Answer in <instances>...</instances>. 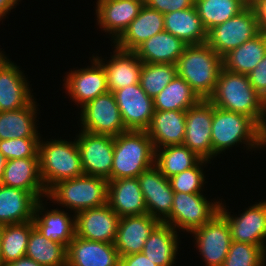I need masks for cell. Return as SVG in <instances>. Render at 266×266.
<instances>
[{
    "label": "cell",
    "mask_w": 266,
    "mask_h": 266,
    "mask_svg": "<svg viewBox=\"0 0 266 266\" xmlns=\"http://www.w3.org/2000/svg\"><path fill=\"white\" fill-rule=\"evenodd\" d=\"M208 100L220 109L252 118L266 132V102L251 86L247 75L222 68Z\"/></svg>",
    "instance_id": "1"
},
{
    "label": "cell",
    "mask_w": 266,
    "mask_h": 266,
    "mask_svg": "<svg viewBox=\"0 0 266 266\" xmlns=\"http://www.w3.org/2000/svg\"><path fill=\"white\" fill-rule=\"evenodd\" d=\"M211 143L217 156L239 144L253 152L265 149L266 132L252 118L213 105Z\"/></svg>",
    "instance_id": "2"
},
{
    "label": "cell",
    "mask_w": 266,
    "mask_h": 266,
    "mask_svg": "<svg viewBox=\"0 0 266 266\" xmlns=\"http://www.w3.org/2000/svg\"><path fill=\"white\" fill-rule=\"evenodd\" d=\"M183 78L202 100L213 94L223 68L222 58L205 42L187 45L176 63Z\"/></svg>",
    "instance_id": "3"
},
{
    "label": "cell",
    "mask_w": 266,
    "mask_h": 266,
    "mask_svg": "<svg viewBox=\"0 0 266 266\" xmlns=\"http://www.w3.org/2000/svg\"><path fill=\"white\" fill-rule=\"evenodd\" d=\"M155 165V148L146 131L128 130L114 137L111 180L137 178Z\"/></svg>",
    "instance_id": "4"
},
{
    "label": "cell",
    "mask_w": 266,
    "mask_h": 266,
    "mask_svg": "<svg viewBox=\"0 0 266 266\" xmlns=\"http://www.w3.org/2000/svg\"><path fill=\"white\" fill-rule=\"evenodd\" d=\"M67 139L40 138L39 165L40 175L48 191L58 181L73 179L84 175L76 138Z\"/></svg>",
    "instance_id": "5"
},
{
    "label": "cell",
    "mask_w": 266,
    "mask_h": 266,
    "mask_svg": "<svg viewBox=\"0 0 266 266\" xmlns=\"http://www.w3.org/2000/svg\"><path fill=\"white\" fill-rule=\"evenodd\" d=\"M108 180L98 176L83 175L58 181L47 192L50 200L74 214L107 204Z\"/></svg>",
    "instance_id": "6"
},
{
    "label": "cell",
    "mask_w": 266,
    "mask_h": 266,
    "mask_svg": "<svg viewBox=\"0 0 266 266\" xmlns=\"http://www.w3.org/2000/svg\"><path fill=\"white\" fill-rule=\"evenodd\" d=\"M220 200L211 199L210 202L204 193L174 192L171 214L163 222L177 232L191 233L219 212Z\"/></svg>",
    "instance_id": "7"
},
{
    "label": "cell",
    "mask_w": 266,
    "mask_h": 266,
    "mask_svg": "<svg viewBox=\"0 0 266 266\" xmlns=\"http://www.w3.org/2000/svg\"><path fill=\"white\" fill-rule=\"evenodd\" d=\"M260 32L256 10L250 3L239 14L209 30L206 43L222 58Z\"/></svg>",
    "instance_id": "8"
},
{
    "label": "cell",
    "mask_w": 266,
    "mask_h": 266,
    "mask_svg": "<svg viewBox=\"0 0 266 266\" xmlns=\"http://www.w3.org/2000/svg\"><path fill=\"white\" fill-rule=\"evenodd\" d=\"M80 113L78 125L85 132L115 137L128 131L114 94L110 91L86 103L81 107Z\"/></svg>",
    "instance_id": "9"
},
{
    "label": "cell",
    "mask_w": 266,
    "mask_h": 266,
    "mask_svg": "<svg viewBox=\"0 0 266 266\" xmlns=\"http://www.w3.org/2000/svg\"><path fill=\"white\" fill-rule=\"evenodd\" d=\"M205 266H222L232 243L226 218L218 212L202 227L190 233Z\"/></svg>",
    "instance_id": "10"
},
{
    "label": "cell",
    "mask_w": 266,
    "mask_h": 266,
    "mask_svg": "<svg viewBox=\"0 0 266 266\" xmlns=\"http://www.w3.org/2000/svg\"><path fill=\"white\" fill-rule=\"evenodd\" d=\"M78 132L74 138L79 149L84 175L103 177L111 181L114 137L83 130Z\"/></svg>",
    "instance_id": "11"
},
{
    "label": "cell",
    "mask_w": 266,
    "mask_h": 266,
    "mask_svg": "<svg viewBox=\"0 0 266 266\" xmlns=\"http://www.w3.org/2000/svg\"><path fill=\"white\" fill-rule=\"evenodd\" d=\"M224 205L221 199L219 212L230 226L232 241L262 246L266 250V200L255 202L238 216L231 215Z\"/></svg>",
    "instance_id": "12"
},
{
    "label": "cell",
    "mask_w": 266,
    "mask_h": 266,
    "mask_svg": "<svg viewBox=\"0 0 266 266\" xmlns=\"http://www.w3.org/2000/svg\"><path fill=\"white\" fill-rule=\"evenodd\" d=\"M91 65L70 70L64 77L63 86L70 100L80 109L97 96L108 92L106 73L103 66L92 56ZM80 105V106H79Z\"/></svg>",
    "instance_id": "13"
},
{
    "label": "cell",
    "mask_w": 266,
    "mask_h": 266,
    "mask_svg": "<svg viewBox=\"0 0 266 266\" xmlns=\"http://www.w3.org/2000/svg\"><path fill=\"white\" fill-rule=\"evenodd\" d=\"M213 104L209 100H201L186 110V130L183 145L195 152L200 158L213 160L217 155L211 143V126Z\"/></svg>",
    "instance_id": "14"
},
{
    "label": "cell",
    "mask_w": 266,
    "mask_h": 266,
    "mask_svg": "<svg viewBox=\"0 0 266 266\" xmlns=\"http://www.w3.org/2000/svg\"><path fill=\"white\" fill-rule=\"evenodd\" d=\"M119 107L125 128L146 131L155 112L153 98L141 88L140 83L112 92Z\"/></svg>",
    "instance_id": "15"
},
{
    "label": "cell",
    "mask_w": 266,
    "mask_h": 266,
    "mask_svg": "<svg viewBox=\"0 0 266 266\" xmlns=\"http://www.w3.org/2000/svg\"><path fill=\"white\" fill-rule=\"evenodd\" d=\"M24 71L7 55L0 58V112L28 106L34 99Z\"/></svg>",
    "instance_id": "16"
},
{
    "label": "cell",
    "mask_w": 266,
    "mask_h": 266,
    "mask_svg": "<svg viewBox=\"0 0 266 266\" xmlns=\"http://www.w3.org/2000/svg\"><path fill=\"white\" fill-rule=\"evenodd\" d=\"M143 5L144 0H97L96 24L114 43L138 16Z\"/></svg>",
    "instance_id": "17"
},
{
    "label": "cell",
    "mask_w": 266,
    "mask_h": 266,
    "mask_svg": "<svg viewBox=\"0 0 266 266\" xmlns=\"http://www.w3.org/2000/svg\"><path fill=\"white\" fill-rule=\"evenodd\" d=\"M120 217L108 204L75 214L76 236L87 240L114 243Z\"/></svg>",
    "instance_id": "18"
},
{
    "label": "cell",
    "mask_w": 266,
    "mask_h": 266,
    "mask_svg": "<svg viewBox=\"0 0 266 266\" xmlns=\"http://www.w3.org/2000/svg\"><path fill=\"white\" fill-rule=\"evenodd\" d=\"M137 178L147 213L163 222L171 214L174 199L169 179L155 165L143 171Z\"/></svg>",
    "instance_id": "19"
},
{
    "label": "cell",
    "mask_w": 266,
    "mask_h": 266,
    "mask_svg": "<svg viewBox=\"0 0 266 266\" xmlns=\"http://www.w3.org/2000/svg\"><path fill=\"white\" fill-rule=\"evenodd\" d=\"M113 54L109 60L102 56H92L103 66L106 73L108 91L114 92L121 88L137 84L140 81L143 62L133 51H124L113 46ZM105 60V61H104Z\"/></svg>",
    "instance_id": "20"
},
{
    "label": "cell",
    "mask_w": 266,
    "mask_h": 266,
    "mask_svg": "<svg viewBox=\"0 0 266 266\" xmlns=\"http://www.w3.org/2000/svg\"><path fill=\"white\" fill-rule=\"evenodd\" d=\"M45 200L41 199L36 203L32 220L34 227L47 239L62 244L67 249L76 236L75 214H68L67 210L59 208L48 210Z\"/></svg>",
    "instance_id": "21"
},
{
    "label": "cell",
    "mask_w": 266,
    "mask_h": 266,
    "mask_svg": "<svg viewBox=\"0 0 266 266\" xmlns=\"http://www.w3.org/2000/svg\"><path fill=\"white\" fill-rule=\"evenodd\" d=\"M159 223L148 213L120 218L114 242L119 256L141 253L150 233Z\"/></svg>",
    "instance_id": "22"
},
{
    "label": "cell",
    "mask_w": 266,
    "mask_h": 266,
    "mask_svg": "<svg viewBox=\"0 0 266 266\" xmlns=\"http://www.w3.org/2000/svg\"><path fill=\"white\" fill-rule=\"evenodd\" d=\"M66 253L67 266H120V256L114 243L75 236Z\"/></svg>",
    "instance_id": "23"
},
{
    "label": "cell",
    "mask_w": 266,
    "mask_h": 266,
    "mask_svg": "<svg viewBox=\"0 0 266 266\" xmlns=\"http://www.w3.org/2000/svg\"><path fill=\"white\" fill-rule=\"evenodd\" d=\"M0 184L28 191L38 200L47 197L48 191L40 175L39 158L6 160Z\"/></svg>",
    "instance_id": "24"
},
{
    "label": "cell",
    "mask_w": 266,
    "mask_h": 266,
    "mask_svg": "<svg viewBox=\"0 0 266 266\" xmlns=\"http://www.w3.org/2000/svg\"><path fill=\"white\" fill-rule=\"evenodd\" d=\"M107 204L120 218L147 213L138 178L109 181Z\"/></svg>",
    "instance_id": "25"
},
{
    "label": "cell",
    "mask_w": 266,
    "mask_h": 266,
    "mask_svg": "<svg viewBox=\"0 0 266 266\" xmlns=\"http://www.w3.org/2000/svg\"><path fill=\"white\" fill-rule=\"evenodd\" d=\"M164 29V14L143 5L138 16L114 42L120 50L135 51L142 43Z\"/></svg>",
    "instance_id": "26"
},
{
    "label": "cell",
    "mask_w": 266,
    "mask_h": 266,
    "mask_svg": "<svg viewBox=\"0 0 266 266\" xmlns=\"http://www.w3.org/2000/svg\"><path fill=\"white\" fill-rule=\"evenodd\" d=\"M186 111H155L146 132L155 149L183 145L186 130Z\"/></svg>",
    "instance_id": "27"
},
{
    "label": "cell",
    "mask_w": 266,
    "mask_h": 266,
    "mask_svg": "<svg viewBox=\"0 0 266 266\" xmlns=\"http://www.w3.org/2000/svg\"><path fill=\"white\" fill-rule=\"evenodd\" d=\"M38 201L28 191L0 184V225L32 221Z\"/></svg>",
    "instance_id": "28"
},
{
    "label": "cell",
    "mask_w": 266,
    "mask_h": 266,
    "mask_svg": "<svg viewBox=\"0 0 266 266\" xmlns=\"http://www.w3.org/2000/svg\"><path fill=\"white\" fill-rule=\"evenodd\" d=\"M178 233L169 224L160 222L150 233L142 253L158 266H174L181 242Z\"/></svg>",
    "instance_id": "29"
},
{
    "label": "cell",
    "mask_w": 266,
    "mask_h": 266,
    "mask_svg": "<svg viewBox=\"0 0 266 266\" xmlns=\"http://www.w3.org/2000/svg\"><path fill=\"white\" fill-rule=\"evenodd\" d=\"M186 46L183 40L163 30L147 39L134 52L143 63L176 65Z\"/></svg>",
    "instance_id": "30"
},
{
    "label": "cell",
    "mask_w": 266,
    "mask_h": 266,
    "mask_svg": "<svg viewBox=\"0 0 266 266\" xmlns=\"http://www.w3.org/2000/svg\"><path fill=\"white\" fill-rule=\"evenodd\" d=\"M37 102L33 100L28 106L12 111L0 112V140L14 138H42L39 124Z\"/></svg>",
    "instance_id": "31"
},
{
    "label": "cell",
    "mask_w": 266,
    "mask_h": 266,
    "mask_svg": "<svg viewBox=\"0 0 266 266\" xmlns=\"http://www.w3.org/2000/svg\"><path fill=\"white\" fill-rule=\"evenodd\" d=\"M164 29L187 45L207 41V31L195 6L164 14Z\"/></svg>",
    "instance_id": "32"
},
{
    "label": "cell",
    "mask_w": 266,
    "mask_h": 266,
    "mask_svg": "<svg viewBox=\"0 0 266 266\" xmlns=\"http://www.w3.org/2000/svg\"><path fill=\"white\" fill-rule=\"evenodd\" d=\"M266 54V33L257 36L229 51L222 57L225 70L237 74H249Z\"/></svg>",
    "instance_id": "33"
},
{
    "label": "cell",
    "mask_w": 266,
    "mask_h": 266,
    "mask_svg": "<svg viewBox=\"0 0 266 266\" xmlns=\"http://www.w3.org/2000/svg\"><path fill=\"white\" fill-rule=\"evenodd\" d=\"M201 100L190 85L178 75L153 98L155 111H186Z\"/></svg>",
    "instance_id": "34"
},
{
    "label": "cell",
    "mask_w": 266,
    "mask_h": 266,
    "mask_svg": "<svg viewBox=\"0 0 266 266\" xmlns=\"http://www.w3.org/2000/svg\"><path fill=\"white\" fill-rule=\"evenodd\" d=\"M250 0H195V8L208 32L243 11Z\"/></svg>",
    "instance_id": "35"
},
{
    "label": "cell",
    "mask_w": 266,
    "mask_h": 266,
    "mask_svg": "<svg viewBox=\"0 0 266 266\" xmlns=\"http://www.w3.org/2000/svg\"><path fill=\"white\" fill-rule=\"evenodd\" d=\"M201 159L184 145H169L155 149V166L166 178L194 167Z\"/></svg>",
    "instance_id": "36"
},
{
    "label": "cell",
    "mask_w": 266,
    "mask_h": 266,
    "mask_svg": "<svg viewBox=\"0 0 266 266\" xmlns=\"http://www.w3.org/2000/svg\"><path fill=\"white\" fill-rule=\"evenodd\" d=\"M67 249L47 239L35 227L30 232L26 257L42 266H67Z\"/></svg>",
    "instance_id": "37"
},
{
    "label": "cell",
    "mask_w": 266,
    "mask_h": 266,
    "mask_svg": "<svg viewBox=\"0 0 266 266\" xmlns=\"http://www.w3.org/2000/svg\"><path fill=\"white\" fill-rule=\"evenodd\" d=\"M33 221L2 225L1 254L4 264L18 260L26 255Z\"/></svg>",
    "instance_id": "38"
},
{
    "label": "cell",
    "mask_w": 266,
    "mask_h": 266,
    "mask_svg": "<svg viewBox=\"0 0 266 266\" xmlns=\"http://www.w3.org/2000/svg\"><path fill=\"white\" fill-rule=\"evenodd\" d=\"M176 75L177 67L175 64L143 63L139 83L145 93L154 98Z\"/></svg>",
    "instance_id": "39"
},
{
    "label": "cell",
    "mask_w": 266,
    "mask_h": 266,
    "mask_svg": "<svg viewBox=\"0 0 266 266\" xmlns=\"http://www.w3.org/2000/svg\"><path fill=\"white\" fill-rule=\"evenodd\" d=\"M222 266H266V250L262 246L232 241Z\"/></svg>",
    "instance_id": "40"
},
{
    "label": "cell",
    "mask_w": 266,
    "mask_h": 266,
    "mask_svg": "<svg viewBox=\"0 0 266 266\" xmlns=\"http://www.w3.org/2000/svg\"><path fill=\"white\" fill-rule=\"evenodd\" d=\"M209 163L211 164V161L201 159L194 167L168 178L171 189L180 193H203L207 183L204 168Z\"/></svg>",
    "instance_id": "41"
},
{
    "label": "cell",
    "mask_w": 266,
    "mask_h": 266,
    "mask_svg": "<svg viewBox=\"0 0 266 266\" xmlns=\"http://www.w3.org/2000/svg\"><path fill=\"white\" fill-rule=\"evenodd\" d=\"M40 138H14L0 140V152L6 160L39 158Z\"/></svg>",
    "instance_id": "42"
},
{
    "label": "cell",
    "mask_w": 266,
    "mask_h": 266,
    "mask_svg": "<svg viewBox=\"0 0 266 266\" xmlns=\"http://www.w3.org/2000/svg\"><path fill=\"white\" fill-rule=\"evenodd\" d=\"M195 0H144V5L162 14L193 7Z\"/></svg>",
    "instance_id": "43"
},
{
    "label": "cell",
    "mask_w": 266,
    "mask_h": 266,
    "mask_svg": "<svg viewBox=\"0 0 266 266\" xmlns=\"http://www.w3.org/2000/svg\"><path fill=\"white\" fill-rule=\"evenodd\" d=\"M247 76L251 86L266 102V54Z\"/></svg>",
    "instance_id": "44"
},
{
    "label": "cell",
    "mask_w": 266,
    "mask_h": 266,
    "mask_svg": "<svg viewBox=\"0 0 266 266\" xmlns=\"http://www.w3.org/2000/svg\"><path fill=\"white\" fill-rule=\"evenodd\" d=\"M120 266H158L142 252L120 257Z\"/></svg>",
    "instance_id": "45"
},
{
    "label": "cell",
    "mask_w": 266,
    "mask_h": 266,
    "mask_svg": "<svg viewBox=\"0 0 266 266\" xmlns=\"http://www.w3.org/2000/svg\"><path fill=\"white\" fill-rule=\"evenodd\" d=\"M251 4L256 10L260 31L266 33V0H251Z\"/></svg>",
    "instance_id": "46"
},
{
    "label": "cell",
    "mask_w": 266,
    "mask_h": 266,
    "mask_svg": "<svg viewBox=\"0 0 266 266\" xmlns=\"http://www.w3.org/2000/svg\"><path fill=\"white\" fill-rule=\"evenodd\" d=\"M20 0H0V21L5 19L11 10L19 5Z\"/></svg>",
    "instance_id": "47"
},
{
    "label": "cell",
    "mask_w": 266,
    "mask_h": 266,
    "mask_svg": "<svg viewBox=\"0 0 266 266\" xmlns=\"http://www.w3.org/2000/svg\"><path fill=\"white\" fill-rule=\"evenodd\" d=\"M4 266H42L35 260L28 258L26 256L19 258L18 260L8 262Z\"/></svg>",
    "instance_id": "48"
},
{
    "label": "cell",
    "mask_w": 266,
    "mask_h": 266,
    "mask_svg": "<svg viewBox=\"0 0 266 266\" xmlns=\"http://www.w3.org/2000/svg\"><path fill=\"white\" fill-rule=\"evenodd\" d=\"M6 159L3 154L0 152V181L2 178L3 171L5 169Z\"/></svg>",
    "instance_id": "49"
},
{
    "label": "cell",
    "mask_w": 266,
    "mask_h": 266,
    "mask_svg": "<svg viewBox=\"0 0 266 266\" xmlns=\"http://www.w3.org/2000/svg\"><path fill=\"white\" fill-rule=\"evenodd\" d=\"M1 232H2V225H0V266H3L2 254H1Z\"/></svg>",
    "instance_id": "50"
},
{
    "label": "cell",
    "mask_w": 266,
    "mask_h": 266,
    "mask_svg": "<svg viewBox=\"0 0 266 266\" xmlns=\"http://www.w3.org/2000/svg\"><path fill=\"white\" fill-rule=\"evenodd\" d=\"M5 52H4V49H3V51H2V49L0 48V58H2V57H4L5 56V54H4Z\"/></svg>",
    "instance_id": "51"
}]
</instances>
